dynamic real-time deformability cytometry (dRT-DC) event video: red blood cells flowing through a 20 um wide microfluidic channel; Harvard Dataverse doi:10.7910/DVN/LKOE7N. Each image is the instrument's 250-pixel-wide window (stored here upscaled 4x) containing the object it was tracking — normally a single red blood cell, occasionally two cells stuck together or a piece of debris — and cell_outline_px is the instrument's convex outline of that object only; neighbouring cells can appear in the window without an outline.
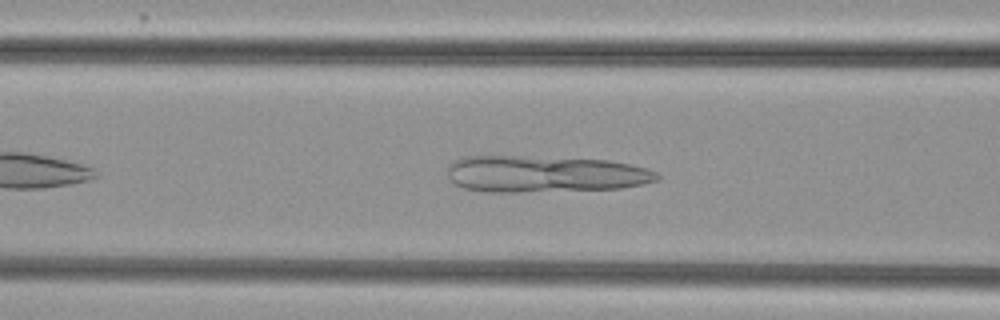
{"species": "common noctule bat (a hibernating species)", "species_latin": "Nyctalus noctula", "temperature_condition": "cold", "stored_images_in_passage": 41, "camera_frame_rate_fps": 3000, "um_per_image_px": 0.085, "animal": {"sex": "female", "body_mass_g": 29.2, "forearm_length_mm": 56.3}, "frame": {"image": 1, "passage_image": 9, "time_ms": 2.667, "image_size_px": [1000, 320], "cell_outline_px": [[660, 180], [644, 184], [620, 188], [520, 192], [488, 192], [464, 188], [456, 184], [448, 176], [448, 164], [460, 156], [524, 156], [608, 160], [648, 168], [656, 172], [660, 176]], "centroid_in_image_um": [46.3, 14.78], "position_along_channel_um": 120.3, "area_um2": 44.91}}
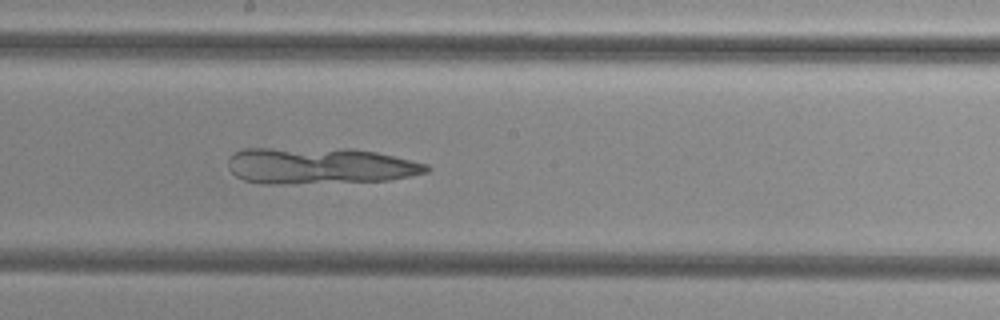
{"frame": {"image": 2, "passage_image": 17, "time_ms": 5.333, "image_size_px": [1000, 320], "cell_outline_px": [[432, 168], [428, 172], [412, 176], [388, 180], [288, 184], [260, 184], [244, 180], [236, 176], [228, 168], [228, 156], [232, 152], [244, 148], [352, 148], [376, 152], [428, 164]], "centroid_in_image_um": [27.14, 14.08], "position_along_channel_um": 221.1, "area_um2": 42.77}}
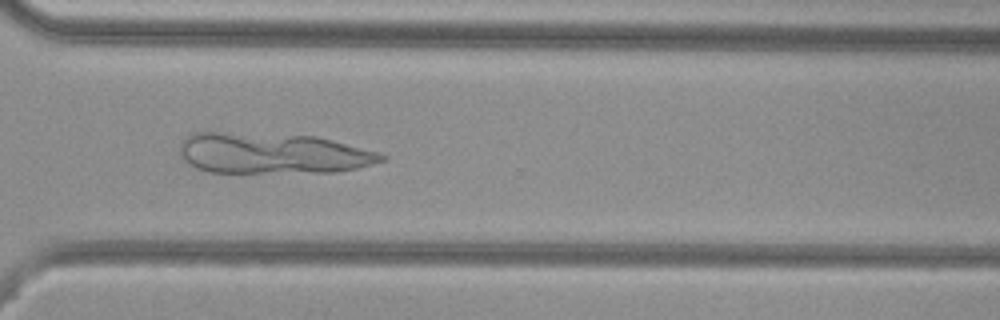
{"frame": {"image": 3, "passage_image": 27, "time_ms": 8.667, "image_size_px": [1000, 320], "cell_outline_px": [[388, 160], [356, 168], [336, 172], [208, 172], [196, 168], [184, 160], [180, 156], [180, 144], [184, 136], [192, 132], [224, 132], [316, 136], [380, 152], [388, 156]], "centroid_in_image_um": [23.16, 13.03], "position_along_channel_um": 347.4, "area_um2": 48.21}}